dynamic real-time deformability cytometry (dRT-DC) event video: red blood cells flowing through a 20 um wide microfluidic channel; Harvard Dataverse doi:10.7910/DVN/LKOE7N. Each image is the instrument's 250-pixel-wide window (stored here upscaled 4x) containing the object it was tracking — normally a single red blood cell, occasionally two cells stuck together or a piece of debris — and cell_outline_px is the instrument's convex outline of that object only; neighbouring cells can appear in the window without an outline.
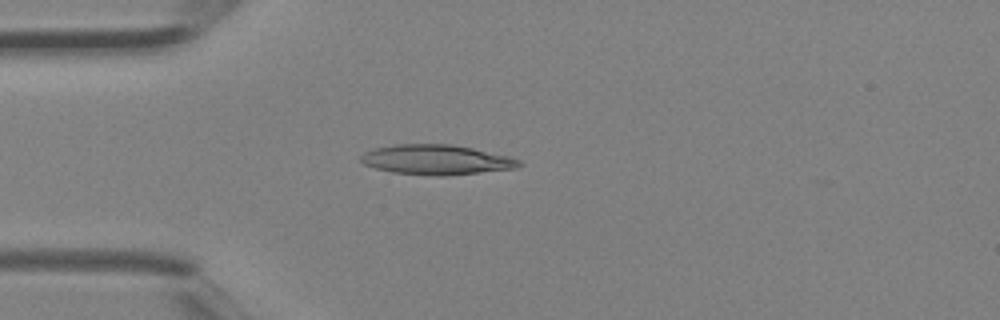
{"species": "Egyptian fruit bat (a non-hibernating species)", "species_latin": "Rousettus aegyptiacus", "temperature_condition": "room temperature", "stored_images_in_passage": 2, "camera_frame_rate_fps": 3000, "um_per_image_px": 0.085, "animal": {"sex": "female"}, "frame": {"image": 1, "passage_image": 2, "time_ms": 0.333, "image_size_px": [1000, 320], "cell_outline_px": [[524, 164], [516, 168], [448, 176], [440, 176], [392, 172], [376, 168], [364, 164], [360, 160], [360, 156], [364, 152], [376, 148], [396, 144], [452, 144], [472, 148], [508, 156], [520, 160]], "centroid_in_image_um": [37.1, 13.58], "position_along_channel_um": 47.9, "area_um2": 27.51}}